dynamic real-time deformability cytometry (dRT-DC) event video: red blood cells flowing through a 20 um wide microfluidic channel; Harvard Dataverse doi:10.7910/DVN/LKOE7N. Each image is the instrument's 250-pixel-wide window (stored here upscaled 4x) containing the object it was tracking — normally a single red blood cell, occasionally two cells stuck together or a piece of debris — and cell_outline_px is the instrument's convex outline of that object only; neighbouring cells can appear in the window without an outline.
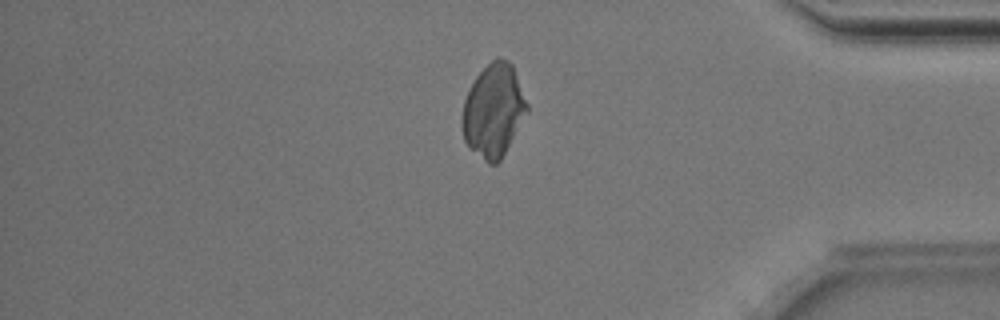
{"species": "Egyptian fruit bat (a non-hibernating species)", "species_latin": "Rousettus aegyptiacus", "temperature_condition": "room temperature", "stored_images_in_passage": 39, "camera_frame_rate_fps": 3000, "um_per_image_px": 0.085, "animal": {"sex": "male"}, "frame": {"image": 1, "passage_image": 31, "time_ms": 10.0, "image_size_px": [1000, 320], "cell_outline_px": [[528, 112], [500, 160], [496, 164], [488, 164], [468, 148], [464, 140], [460, 128], [460, 120], [464, 100], [476, 76], [496, 56], [500, 56], [508, 60], [512, 64], [528, 104]], "centroid_in_image_um": [41.92, 9.41], "position_along_channel_um": 393.3, "area_um2": 35.43}}
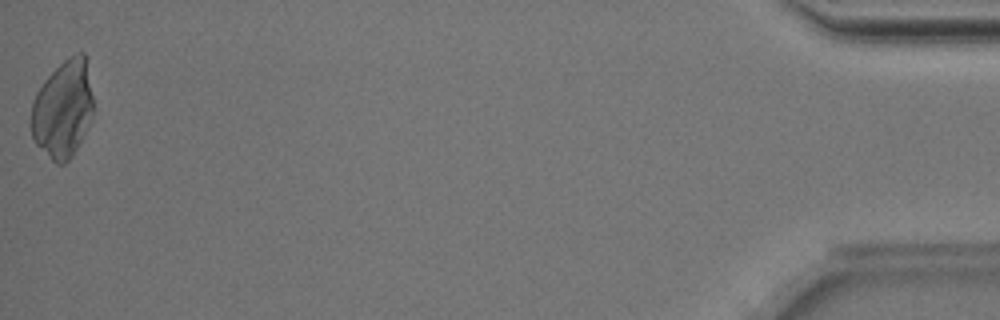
{"frame": {"image": 2, "passage_image": 39, "time_ms": 12.667, "image_size_px": [1000, 320], "cell_outline_px": [[92, 116], [72, 156], [64, 164], [56, 164], [36, 144], [32, 136], [32, 100], [36, 92], [44, 80], [64, 60], [76, 52], [84, 52], [88, 56], [92, 96]], "centroid_in_image_um": [5.36, 9.22], "position_along_channel_um": 429.8, "area_um2": 35.2}}